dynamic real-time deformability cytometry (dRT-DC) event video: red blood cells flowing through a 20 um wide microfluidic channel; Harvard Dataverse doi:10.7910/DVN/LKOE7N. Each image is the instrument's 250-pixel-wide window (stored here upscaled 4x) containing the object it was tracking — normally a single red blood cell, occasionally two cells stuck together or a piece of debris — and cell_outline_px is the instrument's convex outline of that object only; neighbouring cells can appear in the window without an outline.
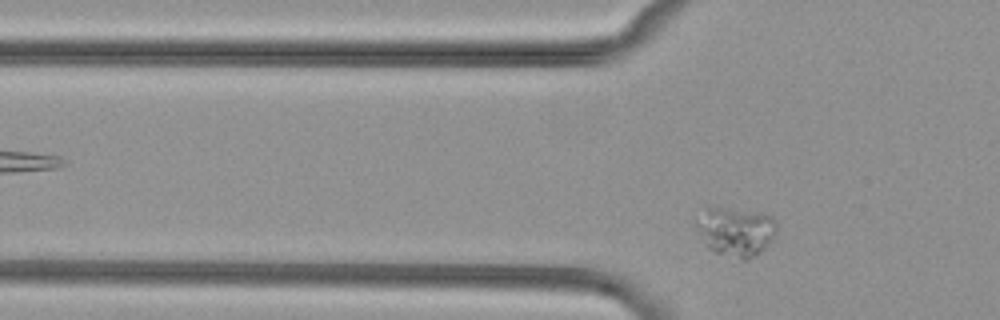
{"species": "common noctule bat (a hibernating species)", "species_latin": "Nyctalus noctula", "temperature_condition": "cold", "stored_images_in_passage": 3, "camera_frame_rate_fps": 3000, "um_per_image_px": 0.085, "animal": {"sex": "female", "body_mass_g": 29.2, "forearm_length_mm": 56.3}, "frame": {"image": 1, "passage_image": 3, "time_ms": 3.0, "image_size_px": [1000, 320], "cell_outline_px": [[776, 236], [756, 256], [748, 260], [744, 260], [716, 252], [708, 248], [696, 228], [692, 220], [692, 216], [704, 204], [764, 212], [772, 216], [776, 224]], "centroid_in_image_um": [62.45, 19.58], "position_along_channel_um": 63.4, "area_um2": 24.22}}